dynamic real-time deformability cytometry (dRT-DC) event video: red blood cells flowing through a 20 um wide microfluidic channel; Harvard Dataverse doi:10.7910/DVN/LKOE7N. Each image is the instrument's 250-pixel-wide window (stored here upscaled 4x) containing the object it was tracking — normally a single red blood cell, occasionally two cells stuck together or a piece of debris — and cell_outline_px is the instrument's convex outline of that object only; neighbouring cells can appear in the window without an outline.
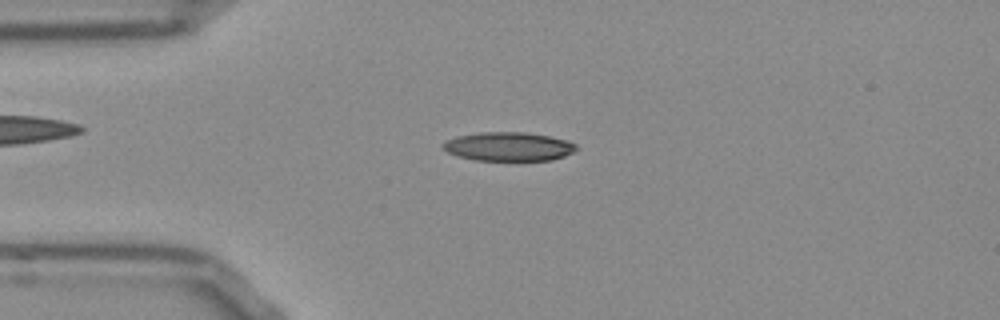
{"species": "Egyptian fruit bat (a non-hibernating species)", "species_latin": "Rousettus aegyptiacus", "temperature_condition": "room temperature", "stored_images_in_passage": 48, "camera_frame_rate_fps": 3000, "um_per_image_px": 0.085, "frame": {"image": 1, "passage_image": 8, "time_ms": 2.333, "image_size_px": [1000, 320], "cell_outline_px": [[580, 148], [564, 156], [552, 160], [476, 160], [456, 156], [440, 148], [440, 144], [444, 140], [456, 136], [480, 132], [524, 132], [548, 136], [568, 140], [576, 144]], "centroid_in_image_um": [43.18, 12.45], "position_along_channel_um": 41.8, "area_um2": 22.66}}
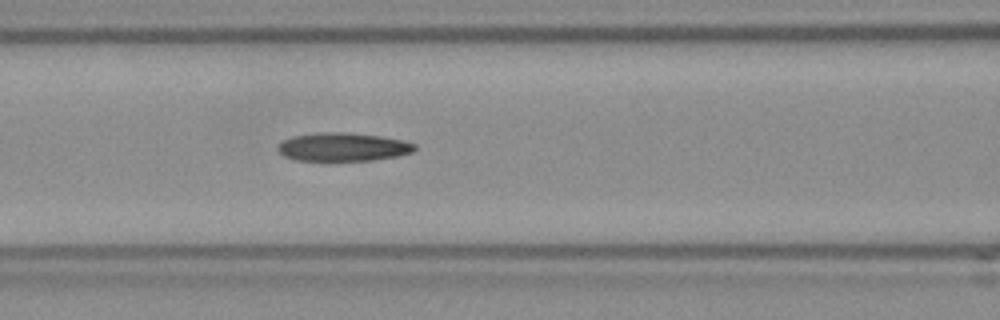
{"frame": {"image": 2, "passage_image": 17, "time_ms": 5.333, "image_size_px": [1000, 320], "cell_outline_px": [[416, 148], [412, 152], [396, 156], [372, 160], [296, 160], [284, 156], [276, 148], [284, 140], [292, 136], [324, 132], [344, 132], [380, 136], [404, 140], [416, 144]], "centroid_in_image_um": [29.17, 12.48], "position_along_channel_um": 137.4, "area_um2": 22.43}}
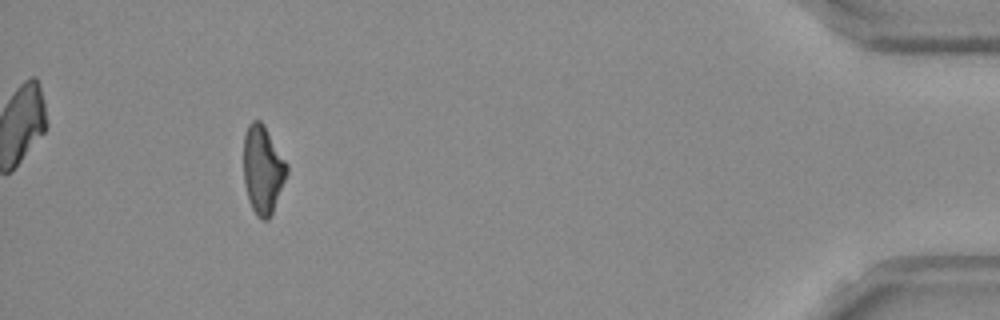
{"frame": {"image": 3, "passage_image": 44, "time_ms": 14.333, "image_size_px": [1000, 320], "cell_outline_px": [[288, 172], [272, 212], [268, 220], [260, 220], [256, 216], [248, 200], [244, 184], [244, 132], [248, 124], [252, 120], [260, 120], [264, 124], [288, 164]], "centroid_in_image_um": [22.33, 14.4], "position_along_channel_um": 412.9, "area_um2": 22.37}, "authors_computed_cell_mechanics": {"area_um2": 22.5709, "velocity_mm_per_s": 3.8198, "shape_relaxation_time_tau1_ms": null, "shape_relaxation_time_tau2_ms": 6.9694, "deformation_change_tau1": null, "deformation_change_tau2": 0.175}}